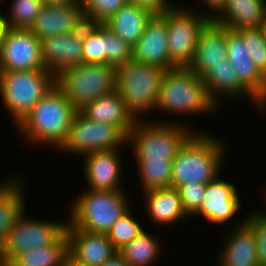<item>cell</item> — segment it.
<instances>
[{
    "label": "cell",
    "mask_w": 266,
    "mask_h": 266,
    "mask_svg": "<svg viewBox=\"0 0 266 266\" xmlns=\"http://www.w3.org/2000/svg\"><path fill=\"white\" fill-rule=\"evenodd\" d=\"M131 209L132 207L106 233L117 251L145 230L136 220V216H133V209Z\"/></svg>",
    "instance_id": "cell-33"
},
{
    "label": "cell",
    "mask_w": 266,
    "mask_h": 266,
    "mask_svg": "<svg viewBox=\"0 0 266 266\" xmlns=\"http://www.w3.org/2000/svg\"><path fill=\"white\" fill-rule=\"evenodd\" d=\"M143 193L145 211L154 224L171 227V224L173 226L189 218L176 188H156Z\"/></svg>",
    "instance_id": "cell-23"
},
{
    "label": "cell",
    "mask_w": 266,
    "mask_h": 266,
    "mask_svg": "<svg viewBox=\"0 0 266 266\" xmlns=\"http://www.w3.org/2000/svg\"><path fill=\"white\" fill-rule=\"evenodd\" d=\"M240 197L235 184L218 175L206 184L204 200L193 215L217 226L225 225L242 209Z\"/></svg>",
    "instance_id": "cell-13"
},
{
    "label": "cell",
    "mask_w": 266,
    "mask_h": 266,
    "mask_svg": "<svg viewBox=\"0 0 266 266\" xmlns=\"http://www.w3.org/2000/svg\"><path fill=\"white\" fill-rule=\"evenodd\" d=\"M226 44L228 60L251 59L243 41V37L237 31L227 28Z\"/></svg>",
    "instance_id": "cell-39"
},
{
    "label": "cell",
    "mask_w": 266,
    "mask_h": 266,
    "mask_svg": "<svg viewBox=\"0 0 266 266\" xmlns=\"http://www.w3.org/2000/svg\"><path fill=\"white\" fill-rule=\"evenodd\" d=\"M155 14L144 6L126 3L103 24L133 47Z\"/></svg>",
    "instance_id": "cell-26"
},
{
    "label": "cell",
    "mask_w": 266,
    "mask_h": 266,
    "mask_svg": "<svg viewBox=\"0 0 266 266\" xmlns=\"http://www.w3.org/2000/svg\"><path fill=\"white\" fill-rule=\"evenodd\" d=\"M62 266H86V265L78 263L73 258H71L69 255H67L63 261Z\"/></svg>",
    "instance_id": "cell-44"
},
{
    "label": "cell",
    "mask_w": 266,
    "mask_h": 266,
    "mask_svg": "<svg viewBox=\"0 0 266 266\" xmlns=\"http://www.w3.org/2000/svg\"><path fill=\"white\" fill-rule=\"evenodd\" d=\"M9 14H2L6 27L30 29L42 8V0H11Z\"/></svg>",
    "instance_id": "cell-32"
},
{
    "label": "cell",
    "mask_w": 266,
    "mask_h": 266,
    "mask_svg": "<svg viewBox=\"0 0 266 266\" xmlns=\"http://www.w3.org/2000/svg\"><path fill=\"white\" fill-rule=\"evenodd\" d=\"M133 59V47L106 27V64L117 68Z\"/></svg>",
    "instance_id": "cell-36"
},
{
    "label": "cell",
    "mask_w": 266,
    "mask_h": 266,
    "mask_svg": "<svg viewBox=\"0 0 266 266\" xmlns=\"http://www.w3.org/2000/svg\"><path fill=\"white\" fill-rule=\"evenodd\" d=\"M195 132L199 131L182 122L137 120L127 136V145H132L135 160H173Z\"/></svg>",
    "instance_id": "cell-4"
},
{
    "label": "cell",
    "mask_w": 266,
    "mask_h": 266,
    "mask_svg": "<svg viewBox=\"0 0 266 266\" xmlns=\"http://www.w3.org/2000/svg\"><path fill=\"white\" fill-rule=\"evenodd\" d=\"M133 60L158 66L165 71L175 68L170 63L167 23L159 14L151 18L133 46Z\"/></svg>",
    "instance_id": "cell-18"
},
{
    "label": "cell",
    "mask_w": 266,
    "mask_h": 266,
    "mask_svg": "<svg viewBox=\"0 0 266 266\" xmlns=\"http://www.w3.org/2000/svg\"><path fill=\"white\" fill-rule=\"evenodd\" d=\"M227 28L210 21L201 31L194 58L188 67L203 78L213 66L227 58Z\"/></svg>",
    "instance_id": "cell-19"
},
{
    "label": "cell",
    "mask_w": 266,
    "mask_h": 266,
    "mask_svg": "<svg viewBox=\"0 0 266 266\" xmlns=\"http://www.w3.org/2000/svg\"><path fill=\"white\" fill-rule=\"evenodd\" d=\"M238 81L266 108V77L252 59L229 60Z\"/></svg>",
    "instance_id": "cell-31"
},
{
    "label": "cell",
    "mask_w": 266,
    "mask_h": 266,
    "mask_svg": "<svg viewBox=\"0 0 266 266\" xmlns=\"http://www.w3.org/2000/svg\"><path fill=\"white\" fill-rule=\"evenodd\" d=\"M260 28L263 31V34L266 36V9H265L262 21H261Z\"/></svg>",
    "instance_id": "cell-45"
},
{
    "label": "cell",
    "mask_w": 266,
    "mask_h": 266,
    "mask_svg": "<svg viewBox=\"0 0 266 266\" xmlns=\"http://www.w3.org/2000/svg\"><path fill=\"white\" fill-rule=\"evenodd\" d=\"M247 47L249 56L259 71L266 77V36L260 27L245 28L237 31Z\"/></svg>",
    "instance_id": "cell-34"
},
{
    "label": "cell",
    "mask_w": 266,
    "mask_h": 266,
    "mask_svg": "<svg viewBox=\"0 0 266 266\" xmlns=\"http://www.w3.org/2000/svg\"><path fill=\"white\" fill-rule=\"evenodd\" d=\"M67 255L68 238L65 232L54 244L27 250L11 262L16 266H62Z\"/></svg>",
    "instance_id": "cell-28"
},
{
    "label": "cell",
    "mask_w": 266,
    "mask_h": 266,
    "mask_svg": "<svg viewBox=\"0 0 266 266\" xmlns=\"http://www.w3.org/2000/svg\"><path fill=\"white\" fill-rule=\"evenodd\" d=\"M78 110L55 85L17 125L22 138L31 145L59 149L67 138Z\"/></svg>",
    "instance_id": "cell-1"
},
{
    "label": "cell",
    "mask_w": 266,
    "mask_h": 266,
    "mask_svg": "<svg viewBox=\"0 0 266 266\" xmlns=\"http://www.w3.org/2000/svg\"><path fill=\"white\" fill-rule=\"evenodd\" d=\"M5 24H4V21H3V18H2V14L0 12V45H1V39H2V34H3V31L5 29Z\"/></svg>",
    "instance_id": "cell-46"
},
{
    "label": "cell",
    "mask_w": 266,
    "mask_h": 266,
    "mask_svg": "<svg viewBox=\"0 0 266 266\" xmlns=\"http://www.w3.org/2000/svg\"><path fill=\"white\" fill-rule=\"evenodd\" d=\"M55 85L79 111L116 90V68L103 63H82L59 72Z\"/></svg>",
    "instance_id": "cell-8"
},
{
    "label": "cell",
    "mask_w": 266,
    "mask_h": 266,
    "mask_svg": "<svg viewBox=\"0 0 266 266\" xmlns=\"http://www.w3.org/2000/svg\"><path fill=\"white\" fill-rule=\"evenodd\" d=\"M217 105L209 98L203 79L189 68H173L163 74L156 110L194 116L214 112Z\"/></svg>",
    "instance_id": "cell-3"
},
{
    "label": "cell",
    "mask_w": 266,
    "mask_h": 266,
    "mask_svg": "<svg viewBox=\"0 0 266 266\" xmlns=\"http://www.w3.org/2000/svg\"><path fill=\"white\" fill-rule=\"evenodd\" d=\"M265 9L266 0H226L212 21L233 31L260 27Z\"/></svg>",
    "instance_id": "cell-24"
},
{
    "label": "cell",
    "mask_w": 266,
    "mask_h": 266,
    "mask_svg": "<svg viewBox=\"0 0 266 266\" xmlns=\"http://www.w3.org/2000/svg\"><path fill=\"white\" fill-rule=\"evenodd\" d=\"M102 266H130L129 263L117 252Z\"/></svg>",
    "instance_id": "cell-42"
},
{
    "label": "cell",
    "mask_w": 266,
    "mask_h": 266,
    "mask_svg": "<svg viewBox=\"0 0 266 266\" xmlns=\"http://www.w3.org/2000/svg\"><path fill=\"white\" fill-rule=\"evenodd\" d=\"M131 208L124 190H83L69 208L68 221L76 228L107 233Z\"/></svg>",
    "instance_id": "cell-5"
},
{
    "label": "cell",
    "mask_w": 266,
    "mask_h": 266,
    "mask_svg": "<svg viewBox=\"0 0 266 266\" xmlns=\"http://www.w3.org/2000/svg\"><path fill=\"white\" fill-rule=\"evenodd\" d=\"M79 112L90 121L116 126L126 137L137 121L116 90L86 104Z\"/></svg>",
    "instance_id": "cell-21"
},
{
    "label": "cell",
    "mask_w": 266,
    "mask_h": 266,
    "mask_svg": "<svg viewBox=\"0 0 266 266\" xmlns=\"http://www.w3.org/2000/svg\"><path fill=\"white\" fill-rule=\"evenodd\" d=\"M266 189V188H265ZM265 192V193H264ZM263 197L265 198V202H266V190H264L263 192ZM266 204V203H265ZM258 211V213L260 214V215H262L265 219H266V209L263 211H261L260 209L259 210H257ZM261 211V212H260Z\"/></svg>",
    "instance_id": "cell-47"
},
{
    "label": "cell",
    "mask_w": 266,
    "mask_h": 266,
    "mask_svg": "<svg viewBox=\"0 0 266 266\" xmlns=\"http://www.w3.org/2000/svg\"><path fill=\"white\" fill-rule=\"evenodd\" d=\"M43 4H48V5H63V4H67V3H73L75 1H79V0H42Z\"/></svg>",
    "instance_id": "cell-43"
},
{
    "label": "cell",
    "mask_w": 266,
    "mask_h": 266,
    "mask_svg": "<svg viewBox=\"0 0 266 266\" xmlns=\"http://www.w3.org/2000/svg\"><path fill=\"white\" fill-rule=\"evenodd\" d=\"M227 148L216 135L195 132L172 160L171 188L190 182L207 184L215 179L225 165L222 162Z\"/></svg>",
    "instance_id": "cell-2"
},
{
    "label": "cell",
    "mask_w": 266,
    "mask_h": 266,
    "mask_svg": "<svg viewBox=\"0 0 266 266\" xmlns=\"http://www.w3.org/2000/svg\"><path fill=\"white\" fill-rule=\"evenodd\" d=\"M83 63L106 64V26L86 22L82 26Z\"/></svg>",
    "instance_id": "cell-30"
},
{
    "label": "cell",
    "mask_w": 266,
    "mask_h": 266,
    "mask_svg": "<svg viewBox=\"0 0 266 266\" xmlns=\"http://www.w3.org/2000/svg\"><path fill=\"white\" fill-rule=\"evenodd\" d=\"M243 217L240 224L236 222L231 233H225L223 251L219 252L221 256H218L216 266H259L255 235L245 223L246 215Z\"/></svg>",
    "instance_id": "cell-20"
},
{
    "label": "cell",
    "mask_w": 266,
    "mask_h": 266,
    "mask_svg": "<svg viewBox=\"0 0 266 266\" xmlns=\"http://www.w3.org/2000/svg\"><path fill=\"white\" fill-rule=\"evenodd\" d=\"M151 233L145 229L117 251L130 266H152L158 260L159 254L163 253L161 241Z\"/></svg>",
    "instance_id": "cell-27"
},
{
    "label": "cell",
    "mask_w": 266,
    "mask_h": 266,
    "mask_svg": "<svg viewBox=\"0 0 266 266\" xmlns=\"http://www.w3.org/2000/svg\"><path fill=\"white\" fill-rule=\"evenodd\" d=\"M0 183V248L17 218L26 210V180L19 174ZM23 180H22V179ZM24 185V186H23ZM25 190V191H24Z\"/></svg>",
    "instance_id": "cell-25"
},
{
    "label": "cell",
    "mask_w": 266,
    "mask_h": 266,
    "mask_svg": "<svg viewBox=\"0 0 266 266\" xmlns=\"http://www.w3.org/2000/svg\"><path fill=\"white\" fill-rule=\"evenodd\" d=\"M126 144L127 137L116 126L90 121L78 111L58 151L82 157L91 152L123 148Z\"/></svg>",
    "instance_id": "cell-10"
},
{
    "label": "cell",
    "mask_w": 266,
    "mask_h": 266,
    "mask_svg": "<svg viewBox=\"0 0 266 266\" xmlns=\"http://www.w3.org/2000/svg\"><path fill=\"white\" fill-rule=\"evenodd\" d=\"M44 69L39 38L30 29L5 27L0 45V72Z\"/></svg>",
    "instance_id": "cell-12"
},
{
    "label": "cell",
    "mask_w": 266,
    "mask_h": 266,
    "mask_svg": "<svg viewBox=\"0 0 266 266\" xmlns=\"http://www.w3.org/2000/svg\"><path fill=\"white\" fill-rule=\"evenodd\" d=\"M0 266H16V265L11 261L3 260Z\"/></svg>",
    "instance_id": "cell-48"
},
{
    "label": "cell",
    "mask_w": 266,
    "mask_h": 266,
    "mask_svg": "<svg viewBox=\"0 0 266 266\" xmlns=\"http://www.w3.org/2000/svg\"><path fill=\"white\" fill-rule=\"evenodd\" d=\"M85 23L79 1L56 6L44 4L30 30L41 41L52 35L76 32Z\"/></svg>",
    "instance_id": "cell-15"
},
{
    "label": "cell",
    "mask_w": 266,
    "mask_h": 266,
    "mask_svg": "<svg viewBox=\"0 0 266 266\" xmlns=\"http://www.w3.org/2000/svg\"><path fill=\"white\" fill-rule=\"evenodd\" d=\"M126 3L127 0H79L89 23H104Z\"/></svg>",
    "instance_id": "cell-35"
},
{
    "label": "cell",
    "mask_w": 266,
    "mask_h": 266,
    "mask_svg": "<svg viewBox=\"0 0 266 266\" xmlns=\"http://www.w3.org/2000/svg\"><path fill=\"white\" fill-rule=\"evenodd\" d=\"M255 235L259 266H266V219L253 210L246 216L245 222Z\"/></svg>",
    "instance_id": "cell-38"
},
{
    "label": "cell",
    "mask_w": 266,
    "mask_h": 266,
    "mask_svg": "<svg viewBox=\"0 0 266 266\" xmlns=\"http://www.w3.org/2000/svg\"><path fill=\"white\" fill-rule=\"evenodd\" d=\"M183 207L189 216L200 208L205 197V183H185L177 188Z\"/></svg>",
    "instance_id": "cell-37"
},
{
    "label": "cell",
    "mask_w": 266,
    "mask_h": 266,
    "mask_svg": "<svg viewBox=\"0 0 266 266\" xmlns=\"http://www.w3.org/2000/svg\"><path fill=\"white\" fill-rule=\"evenodd\" d=\"M202 79L209 98L217 107L220 105L219 102L222 96L232 100L235 98V100L243 99L246 96L250 101H253L259 112H266V108L238 81L236 72L227 58L224 59V63L213 66V69Z\"/></svg>",
    "instance_id": "cell-22"
},
{
    "label": "cell",
    "mask_w": 266,
    "mask_h": 266,
    "mask_svg": "<svg viewBox=\"0 0 266 266\" xmlns=\"http://www.w3.org/2000/svg\"><path fill=\"white\" fill-rule=\"evenodd\" d=\"M25 213L26 210L17 218L0 248L3 260L11 261L27 250L54 244L66 232L68 220L67 223L35 218L33 220Z\"/></svg>",
    "instance_id": "cell-11"
},
{
    "label": "cell",
    "mask_w": 266,
    "mask_h": 266,
    "mask_svg": "<svg viewBox=\"0 0 266 266\" xmlns=\"http://www.w3.org/2000/svg\"><path fill=\"white\" fill-rule=\"evenodd\" d=\"M128 3L137 4L144 6L152 10L156 14L162 13L167 8L174 6L175 2H170L169 0H127Z\"/></svg>",
    "instance_id": "cell-40"
},
{
    "label": "cell",
    "mask_w": 266,
    "mask_h": 266,
    "mask_svg": "<svg viewBox=\"0 0 266 266\" xmlns=\"http://www.w3.org/2000/svg\"><path fill=\"white\" fill-rule=\"evenodd\" d=\"M2 261H3V259H2L1 256H0V265L2 264Z\"/></svg>",
    "instance_id": "cell-49"
},
{
    "label": "cell",
    "mask_w": 266,
    "mask_h": 266,
    "mask_svg": "<svg viewBox=\"0 0 266 266\" xmlns=\"http://www.w3.org/2000/svg\"><path fill=\"white\" fill-rule=\"evenodd\" d=\"M54 86L55 75L46 69L0 72V97L15 126Z\"/></svg>",
    "instance_id": "cell-7"
},
{
    "label": "cell",
    "mask_w": 266,
    "mask_h": 266,
    "mask_svg": "<svg viewBox=\"0 0 266 266\" xmlns=\"http://www.w3.org/2000/svg\"><path fill=\"white\" fill-rule=\"evenodd\" d=\"M200 1H202L200 3L204 2L203 4H205L206 7L208 5V8L206 9H210V10L212 9L211 10L212 12L209 10H206L207 11L206 15L210 17L211 19H213L217 15V13H219L222 10L226 0H200Z\"/></svg>",
    "instance_id": "cell-41"
},
{
    "label": "cell",
    "mask_w": 266,
    "mask_h": 266,
    "mask_svg": "<svg viewBox=\"0 0 266 266\" xmlns=\"http://www.w3.org/2000/svg\"><path fill=\"white\" fill-rule=\"evenodd\" d=\"M91 152L83 155L84 178L87 189L102 191H120L122 177L121 150Z\"/></svg>",
    "instance_id": "cell-14"
},
{
    "label": "cell",
    "mask_w": 266,
    "mask_h": 266,
    "mask_svg": "<svg viewBox=\"0 0 266 266\" xmlns=\"http://www.w3.org/2000/svg\"><path fill=\"white\" fill-rule=\"evenodd\" d=\"M142 190L170 188L172 160H136Z\"/></svg>",
    "instance_id": "cell-29"
},
{
    "label": "cell",
    "mask_w": 266,
    "mask_h": 266,
    "mask_svg": "<svg viewBox=\"0 0 266 266\" xmlns=\"http://www.w3.org/2000/svg\"><path fill=\"white\" fill-rule=\"evenodd\" d=\"M164 72L158 66L133 59L116 68V91L136 120H144L146 113L156 111Z\"/></svg>",
    "instance_id": "cell-6"
},
{
    "label": "cell",
    "mask_w": 266,
    "mask_h": 266,
    "mask_svg": "<svg viewBox=\"0 0 266 266\" xmlns=\"http://www.w3.org/2000/svg\"><path fill=\"white\" fill-rule=\"evenodd\" d=\"M159 15L167 23L170 63L177 68H188L194 58L199 35L212 19L206 15L205 9H188L180 4L167 8Z\"/></svg>",
    "instance_id": "cell-9"
},
{
    "label": "cell",
    "mask_w": 266,
    "mask_h": 266,
    "mask_svg": "<svg viewBox=\"0 0 266 266\" xmlns=\"http://www.w3.org/2000/svg\"><path fill=\"white\" fill-rule=\"evenodd\" d=\"M82 43V27L70 34L52 35L41 40L45 69L56 76L61 71L82 64Z\"/></svg>",
    "instance_id": "cell-17"
},
{
    "label": "cell",
    "mask_w": 266,
    "mask_h": 266,
    "mask_svg": "<svg viewBox=\"0 0 266 266\" xmlns=\"http://www.w3.org/2000/svg\"><path fill=\"white\" fill-rule=\"evenodd\" d=\"M66 235L68 255L86 266H102L117 250L105 233H95L73 226L69 221Z\"/></svg>",
    "instance_id": "cell-16"
}]
</instances>
